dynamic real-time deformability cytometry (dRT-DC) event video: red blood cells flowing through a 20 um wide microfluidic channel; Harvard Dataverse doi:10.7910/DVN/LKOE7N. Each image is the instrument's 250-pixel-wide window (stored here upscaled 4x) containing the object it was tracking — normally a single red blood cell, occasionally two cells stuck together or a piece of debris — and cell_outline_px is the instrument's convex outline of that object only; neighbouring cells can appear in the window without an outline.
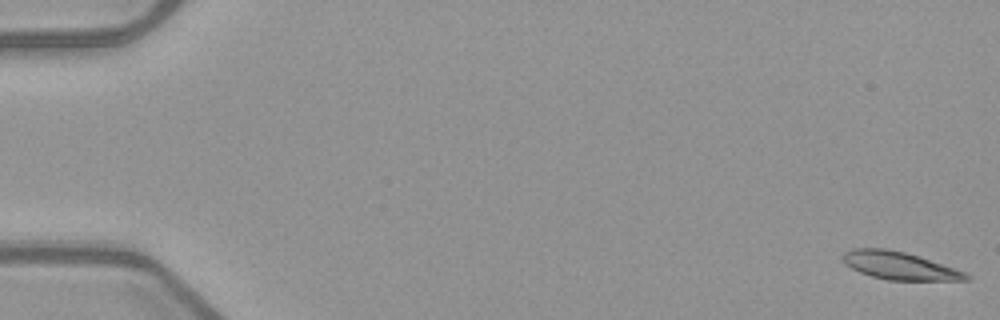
{"species": "common noctule bat (a hibernating species)", "species_latin": "Nyctalus noctula", "temperature_condition": "warm", "stored_images_in_passage": 53, "camera_frame_rate_fps": 3000, "um_per_image_px": 0.085, "animal": {"sex": "female", "body_mass_g": 21.9}, "frame": {"image": 1, "passage_image": 1, "time_ms": 0.0, "image_size_px": [1000, 320], "cell_outline_px": [[972, 280], [888, 280], [872, 276], [860, 272], [844, 264], [844, 252], [852, 248], [884, 248], [904, 252], [964, 272], [972, 276]], "centroid_in_image_um": [76.42, 22.59], "position_along_channel_um": 8.6, "area_um2": 19.48}}
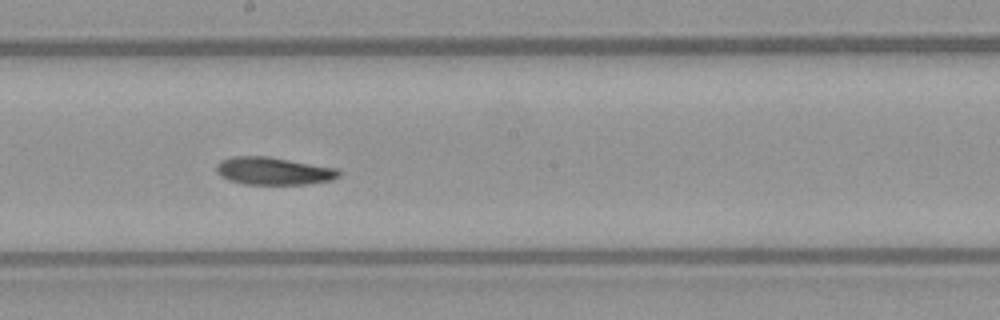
{"frame": {"image": 2, "passage_image": 30, "time_ms": 9.667, "image_size_px": [1000, 320], "cell_outline_px": [[340, 176], [332, 180], [304, 184], [244, 184], [228, 180], [220, 176], [216, 172], [216, 164], [220, 160], [232, 156], [268, 156], [336, 168], [340, 172]], "centroid_in_image_um": [23.2, 14.53], "position_along_channel_um": 225.0, "area_um2": 19.77}}
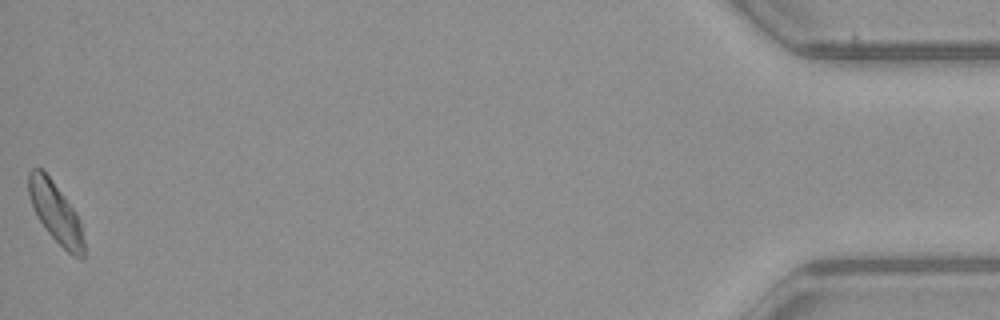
{"frame": {"image": 3, "passage_image": 53, "time_ms": 17.333, "image_size_px": [1000, 320], "cell_outline_px": [[84, 260], [80, 260], [72, 256], [48, 232], [40, 220], [32, 204], [28, 192], [28, 172], [32, 168], [40, 168], [52, 180], [76, 212], [80, 220], [84, 240]], "centroid_in_image_um": [4.76, 18.1], "position_along_channel_um": 430.4, "area_um2": 19.19}, "authors_computed_cell_mechanics": {"area_um2": 19.8254, "velocity_mm_per_s": 3.9441, "shape_relaxation_time_tau1_ms": null, "shape_relaxation_time_tau2_ms": 3.5933, "deformation_change_tau1": null, "deformation_change_tau2": 0.1117}}